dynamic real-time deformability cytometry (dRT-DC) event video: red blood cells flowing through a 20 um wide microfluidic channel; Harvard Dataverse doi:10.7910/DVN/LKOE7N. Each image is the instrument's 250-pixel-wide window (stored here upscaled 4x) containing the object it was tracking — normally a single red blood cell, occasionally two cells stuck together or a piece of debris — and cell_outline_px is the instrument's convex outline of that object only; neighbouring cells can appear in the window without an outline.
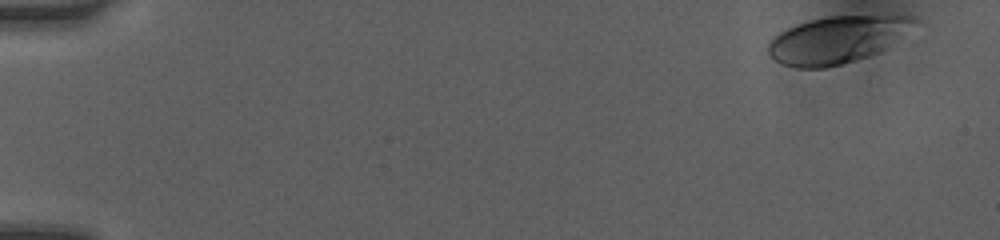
{"species": "human", "species_latin": "Homo sapiens", "temperature_condition": "room temperature", "stored_images_in_passage": 18, "camera_frame_rate_fps": 3000, "um_per_image_px": 0.085, "donor": {"sex": "female"}, "frame": {"image": 1, "passage_image": 1, "time_ms": 0.0, "image_size_px": [1000, 240], "cell_outline_px": [[920, 20], [896, 44], [880, 52], [856, 60], [828, 68], [796, 68], [780, 64], [768, 52], [768, 44], [780, 32], [788, 28], [812, 20], [828, 16], [912, 16]], "centroid_in_image_um": [71.22, 3.39], "position_along_channel_um": 13.8, "area_um2": 40.11}}
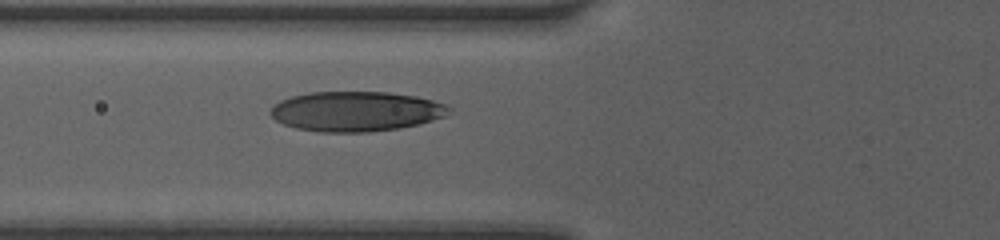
{"frame": {"image": 2, "passage_image": 13, "time_ms": 5.667, "image_size_px": [1000, 240], "cell_outline_px": [[452, 108], [448, 116], [420, 124], [400, 128], [368, 132], [320, 132], [296, 128], [284, 124], [276, 120], [268, 112], [272, 104], [280, 100], [292, 96], [312, 92], [388, 92], [416, 96], [448, 104]], "centroid_in_image_um": [30.28, 9.46], "position_along_channel_um": 95.5, "area_um2": 41.96}}
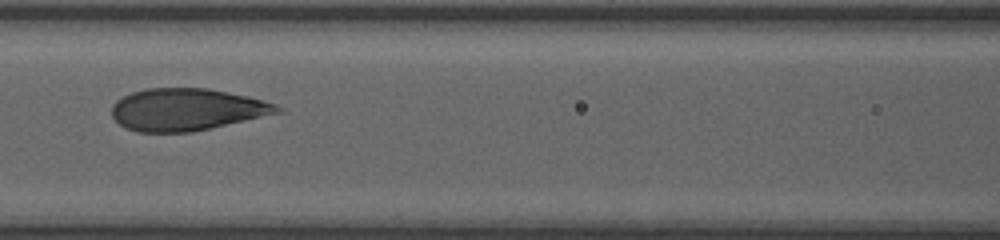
{"frame": {"image": 3, "passage_image": 16, "time_ms": 7.0, "image_size_px": [1000, 240], "cell_outline_px": [[284, 112], [192, 132], [136, 132], [120, 124], [112, 116], [112, 104], [116, 100], [132, 92], [148, 88], [208, 88], [248, 96], [264, 100], [276, 104], [284, 108]], "centroid_in_image_um": [15.91, 9.31], "position_along_channel_um": 150.7, "area_um2": 40.75}}